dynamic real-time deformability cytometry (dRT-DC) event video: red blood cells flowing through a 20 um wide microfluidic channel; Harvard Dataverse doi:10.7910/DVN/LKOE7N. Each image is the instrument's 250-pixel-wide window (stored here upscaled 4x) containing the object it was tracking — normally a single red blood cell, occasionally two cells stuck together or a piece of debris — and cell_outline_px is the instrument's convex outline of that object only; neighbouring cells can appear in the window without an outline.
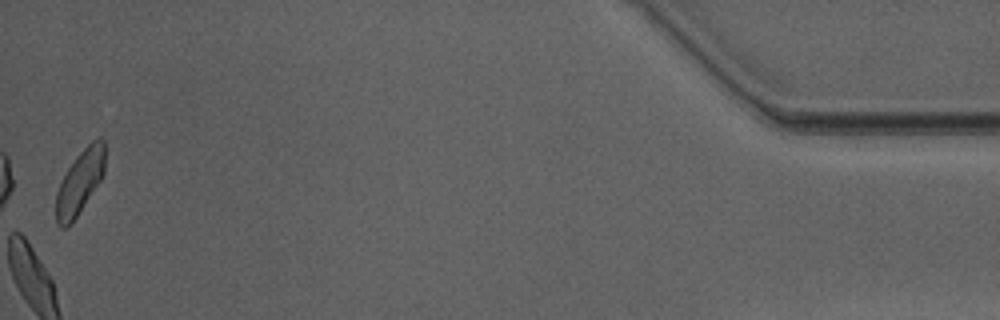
{"species": "Egyptian fruit bat (a non-hibernating species)", "species_latin": "Rousettus aegyptiacus", "temperature_condition": "warm", "stored_images_in_passage": 52, "camera_frame_rate_fps": 3000, "um_per_image_px": 0.085, "animal": {"sex": "male"}, "frame": {"image": 1, "passage_image": 52, "time_ms": 17.0, "image_size_px": [1000, 320], "cell_outline_px": [[104, 172], [100, 180], [76, 216], [64, 228], [60, 228], [56, 224], [56, 192], [68, 168], [76, 156], [92, 140], [100, 136], [104, 140]], "centroid_in_image_um": [6.78, 15.44], "position_along_channel_um": 428.4, "area_um2": 17.74}}